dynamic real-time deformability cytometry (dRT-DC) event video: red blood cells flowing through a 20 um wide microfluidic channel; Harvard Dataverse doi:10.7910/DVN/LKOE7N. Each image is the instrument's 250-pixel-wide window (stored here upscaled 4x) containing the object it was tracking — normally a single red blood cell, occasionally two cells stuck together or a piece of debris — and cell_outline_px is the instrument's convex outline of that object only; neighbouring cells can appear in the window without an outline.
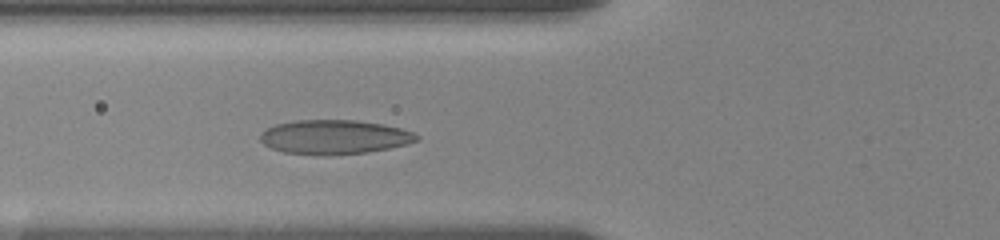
{"species": "human", "species_latin": "Homo sapiens", "temperature_condition": "room temperature", "stored_images_in_passage": 5, "camera_frame_rate_fps": 3000, "um_per_image_px": 0.085, "donor": {"sex": "female"}, "frame": {"image": 1, "passage_image": 5, "time_ms": 4.667, "image_size_px": [1000, 240], "cell_outline_px": [[420, 140], [408, 144], [388, 148], [364, 152], [328, 156], [324, 156], [284, 152], [272, 148], [264, 144], [260, 140], [260, 132], [276, 124], [296, 120], [356, 120], [380, 124], [400, 128], [412, 132], [420, 136]], "centroid_in_image_um": [28.41, 11.65], "position_along_channel_um": 97.4, "area_um2": 31.21}}